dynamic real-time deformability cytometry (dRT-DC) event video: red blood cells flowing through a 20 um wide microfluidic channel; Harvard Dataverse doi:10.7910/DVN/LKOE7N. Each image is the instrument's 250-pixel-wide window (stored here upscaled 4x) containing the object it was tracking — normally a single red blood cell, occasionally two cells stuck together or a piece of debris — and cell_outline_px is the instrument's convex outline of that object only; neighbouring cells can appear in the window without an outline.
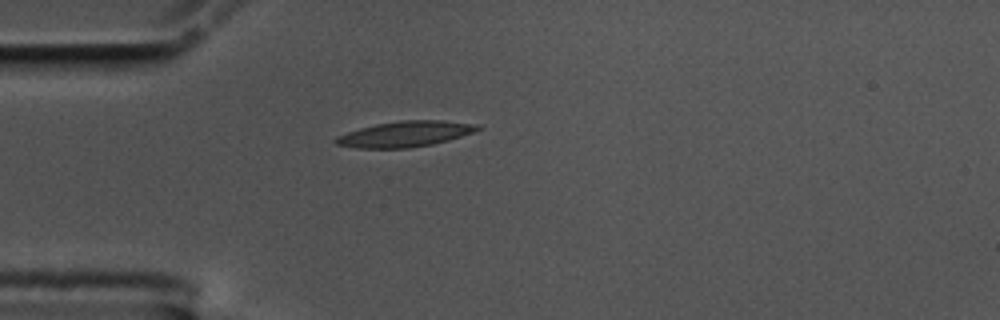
{"species": "common noctule bat (a hibernating species)", "species_latin": "Nyctalus noctula", "temperature_condition": "cold", "stored_images_in_passage": 43, "camera_frame_rate_fps": 3000, "um_per_image_px": 0.085, "animal": {"sex": "male", "body_mass_g": 17.5, "forearm_length_mm": 52.3}, "frame": {"image": 1, "passage_image": 1, "time_ms": 0.0, "image_size_px": [1000, 320], "cell_outline_px": [[484, 128], [448, 140], [432, 144], [408, 148], [356, 148], [336, 144], [332, 140], [336, 136], [360, 128], [376, 124], [400, 120], [444, 120], [480, 124]], "centroid_in_image_um": [34.45, 11.38], "position_along_channel_um": 50.6, "area_um2": 21.27}}
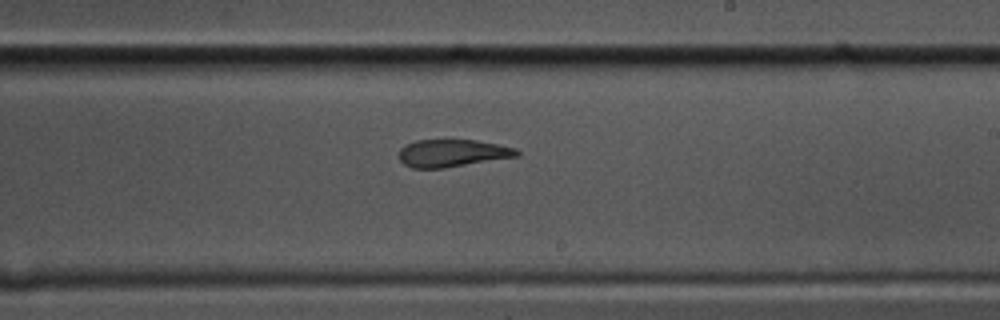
{"frame": {"image": 2, "passage_image": 19, "time_ms": 6.0, "image_size_px": [1000, 320], "cell_outline_px": [[520, 156], [444, 168], [412, 168], [404, 164], [400, 160], [400, 148], [404, 144], [416, 140], [476, 140], [516, 148], [520, 152]], "centroid_in_image_um": [38.45, 13.02], "position_along_channel_um": 250.6, "area_um2": 18.9}}
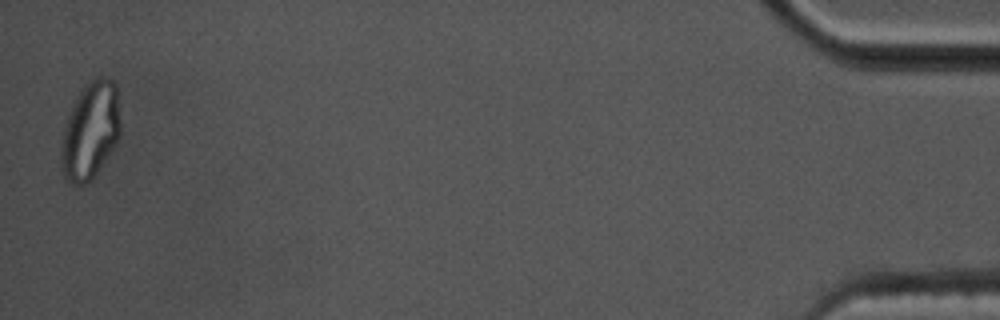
{"frame": {"image": 3, "passage_image": 42, "time_ms": 13.667, "image_size_px": [1000, 320], "cell_outline_px": [[120, 136], [116, 144], [96, 172], [84, 184], [72, 184], [64, 176], [64, 132], [68, 116], [84, 84], [92, 80], [104, 76], [108, 76], [116, 84], [120, 120]], "centroid_in_image_um": [7.75, 11.03], "position_along_channel_um": 427.4, "area_um2": 32.25}, "authors_computed_cell_mechanics": {"area_um2": 20.1722, "velocity_mm_per_s": 3.5017, "shape_relaxation_time_tau1_ms": null, "shape_relaxation_time_tau2_ms": 2.7454, "deformation_change_tau1": null, "deformation_change_tau2": 0.1097}}